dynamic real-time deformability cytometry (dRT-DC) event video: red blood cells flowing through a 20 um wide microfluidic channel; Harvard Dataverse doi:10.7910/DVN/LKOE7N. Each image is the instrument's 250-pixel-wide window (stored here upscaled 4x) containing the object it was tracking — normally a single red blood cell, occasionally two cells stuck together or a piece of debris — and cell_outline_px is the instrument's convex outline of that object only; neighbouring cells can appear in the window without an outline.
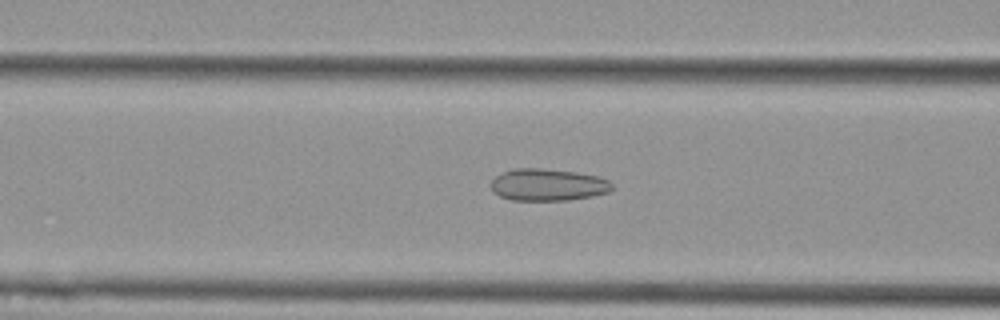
{"species": "Egyptian fruit bat (a non-hibernating species)", "species_latin": "Rousettus aegyptiacus", "temperature_condition": "cold", "stored_images_in_passage": 52, "camera_frame_rate_fps": 3000, "um_per_image_px": 0.085, "animal": {"sex": "female"}, "frame": {"image": 1, "passage_image": 19, "time_ms": 6.0, "image_size_px": [1000, 320], "cell_outline_px": [[612, 188], [608, 192], [592, 196], [568, 200], [512, 200], [500, 196], [492, 192], [492, 180], [496, 176], [512, 168], [540, 168], [576, 172], [600, 176], [608, 180], [612, 184]], "centroid_in_image_um": [46.57, 15.7], "position_along_channel_um": 120.0, "area_um2": 22.6}}
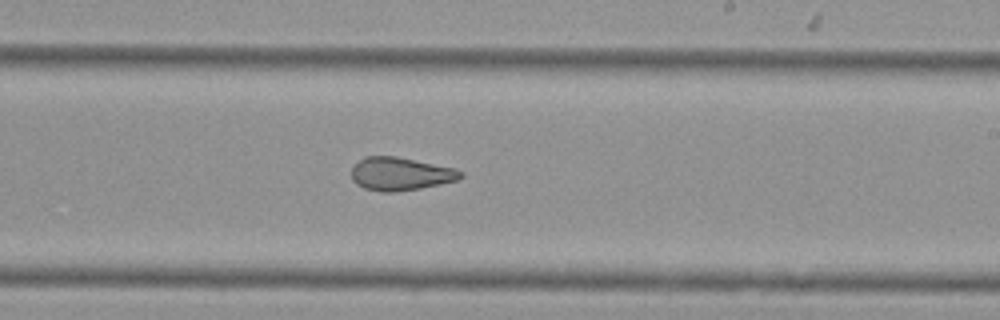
{"frame": {"image": 2, "passage_image": 30, "time_ms": 9.667, "image_size_px": [1000, 320], "cell_outline_px": [[464, 176], [460, 180], [420, 188], [396, 192], [380, 192], [364, 188], [356, 184], [352, 180], [352, 164], [364, 156], [396, 156], [456, 168], [464, 172]], "centroid_in_image_um": [34.04, 14.77], "position_along_channel_um": 255.0, "area_um2": 21.44}}
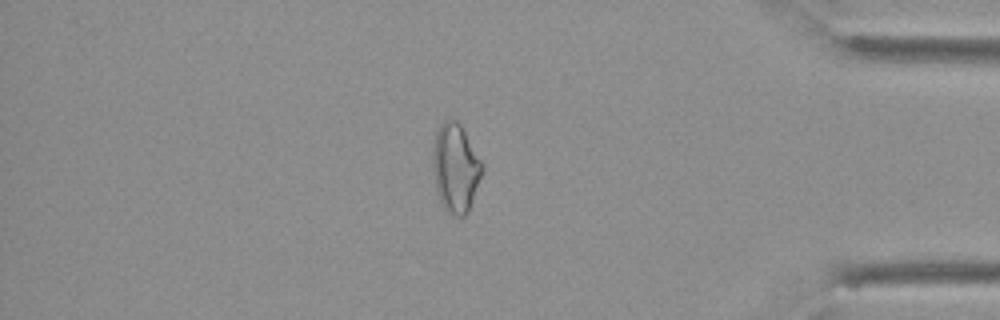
{"frame": {"image": 3, "passage_image": 44, "time_ms": 14.333, "image_size_px": [1000, 320], "cell_outline_px": [[484, 172], [468, 212], [464, 216], [456, 216], [448, 212], [444, 208], [440, 200], [436, 188], [432, 168], [432, 144], [436, 132], [440, 124], [444, 120], [456, 120], [460, 124], [484, 164]], "centroid_in_image_um": [38.72, 14.27], "position_along_channel_um": 396.5, "area_um2": 25.84}, "authors_computed_cell_mechanics": {"area_um2": 24.3049, "velocity_mm_per_s": 3.6913, "shape_relaxation_time_tau1_ms": null, "shape_relaxation_time_tau2_ms": 1.9938, "deformation_change_tau1": null, "deformation_change_tau2": 0.0883}}